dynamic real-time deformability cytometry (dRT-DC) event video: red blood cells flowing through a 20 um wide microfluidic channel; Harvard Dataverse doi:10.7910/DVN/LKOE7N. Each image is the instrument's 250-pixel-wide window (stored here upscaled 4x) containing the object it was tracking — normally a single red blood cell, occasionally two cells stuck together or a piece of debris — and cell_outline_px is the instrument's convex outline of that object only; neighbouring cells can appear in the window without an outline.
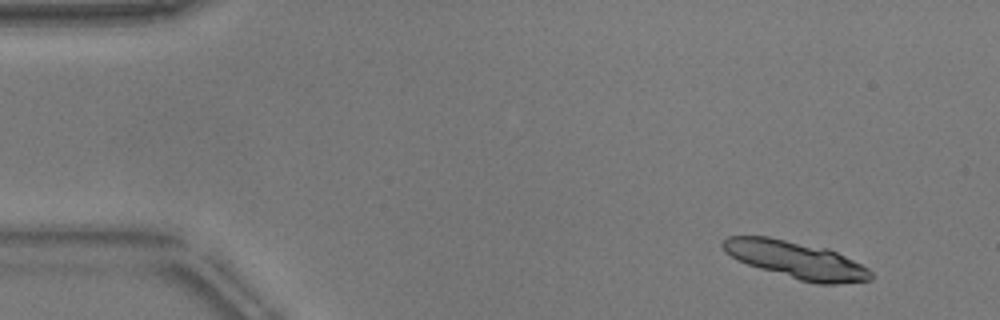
{"species": "common noctule bat (a hibernating species)", "species_latin": "Nyctalus noctula", "temperature_condition": "warm", "stored_images_in_passage": 43, "camera_frame_rate_fps": 3000, "um_per_image_px": 0.085, "animal": {"sex": "male", "body_mass_g": 17.9}, "frame": {"image": 1, "passage_image": 1, "time_ms": 0.0, "image_size_px": [1000, 320], "cell_outline_px": [[872, 280], [836, 284], [816, 284], [800, 280], [760, 268], [736, 260], [724, 252], [720, 244], [720, 240], [728, 236], [768, 236], [828, 248], [868, 268], [872, 272]], "centroid_in_image_um": [67.62, 22.08], "position_along_channel_um": 17.4, "area_um2": 32.08}}
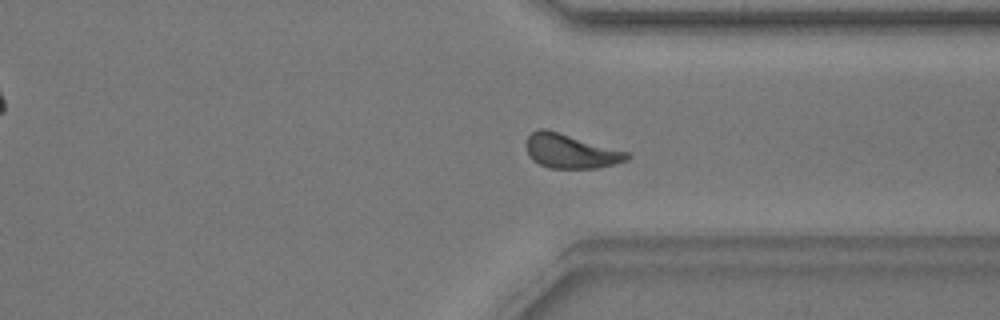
{"frame": {"image": 2, "passage_image": 30, "time_ms": 9.667, "image_size_px": [1000, 320], "cell_outline_px": [[632, 156], [628, 160], [616, 164], [596, 168], [548, 168], [532, 160], [524, 144], [528, 136], [532, 132], [540, 128], [548, 128], [628, 152]], "centroid_in_image_um": [48.5, 12.84], "position_along_channel_um": 362.9, "area_um2": 20.4}}
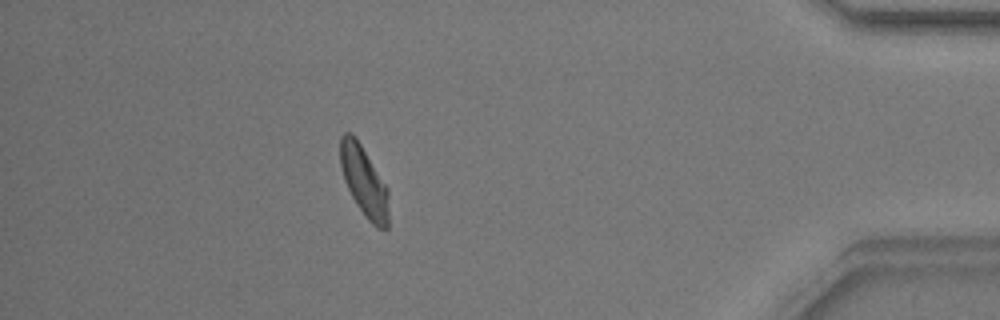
{"frame": {"image": 3, "passage_image": 37, "time_ms": 12.0, "image_size_px": [1000, 320], "cell_outline_px": [[388, 228], [384, 232], [376, 228], [364, 216], [356, 204], [344, 180], [340, 164], [340, 136], [344, 132], [352, 132], [356, 136], [388, 188]], "centroid_in_image_um": [30.95, 15.43], "position_along_channel_um": 404.3, "area_um2": 20.11}, "authors_computed_cell_mechanics": {"area_um2": 19.9988, "velocity_mm_per_s": 3.8002, "shape_relaxation_time_tau1_ms": 3.4976, "shape_relaxation_time_tau2_ms": 2.2352, "deformation_change_tau1": 0.1651, "deformation_change_tau2": 0.0716}}